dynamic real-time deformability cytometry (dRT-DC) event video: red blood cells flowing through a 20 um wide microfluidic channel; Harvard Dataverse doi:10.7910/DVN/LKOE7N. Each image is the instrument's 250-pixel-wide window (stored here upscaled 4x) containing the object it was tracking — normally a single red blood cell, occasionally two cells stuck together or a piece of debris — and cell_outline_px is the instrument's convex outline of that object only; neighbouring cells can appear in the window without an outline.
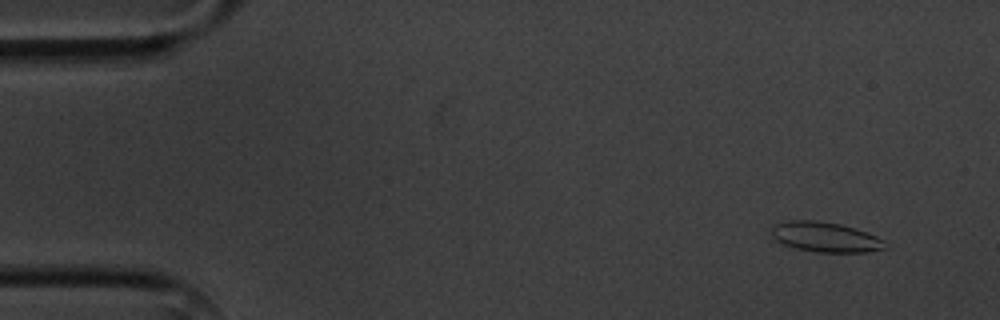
{"species": "common noctule bat (a hibernating species)", "species_latin": "Nyctalus noctula", "temperature_condition": "cold", "stored_images_in_passage": 7, "camera_frame_rate_fps": 3000, "um_per_image_px": 0.085, "animal": {"sex": "male", "body_mass_g": 20.1, "forearm_length_mm": 53.5}, "frame": {"image": 1, "passage_image": 2, "time_ms": 1.0, "image_size_px": [1000, 320], "cell_outline_px": [[888, 248], [868, 252], [816, 252], [796, 248], [784, 244], [776, 240], [772, 236], [772, 228], [776, 224], [788, 220], [816, 220], [840, 224], [876, 236], [884, 240], [888, 244]], "centroid_in_image_um": [70.18, 20.16], "position_along_channel_um": 14.8, "area_um2": 19.77}}
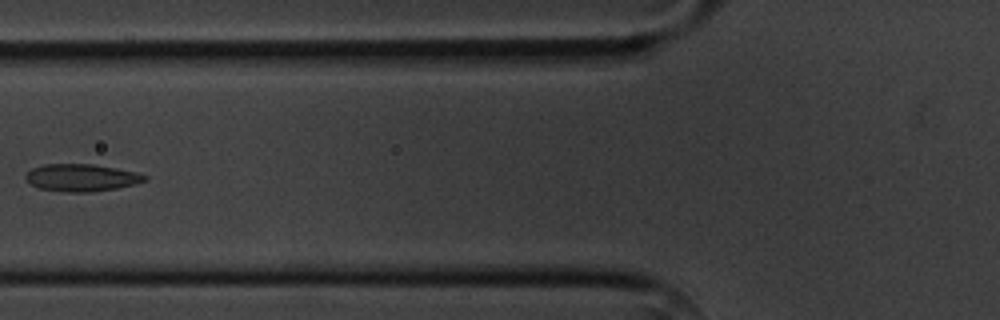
{"frame": {"image": 2, "passage_image": 6, "time_ms": 6.667, "image_size_px": [1000, 320], "cell_outline_px": [[148, 180], [136, 184], [116, 188], [88, 192], [64, 192], [40, 188], [32, 184], [24, 176], [32, 168], [44, 164], [92, 164], [116, 168], [136, 172], [148, 176]], "centroid_in_image_um": [6.96, 15.1], "position_along_channel_um": 118.8, "area_um2": 18.84}}
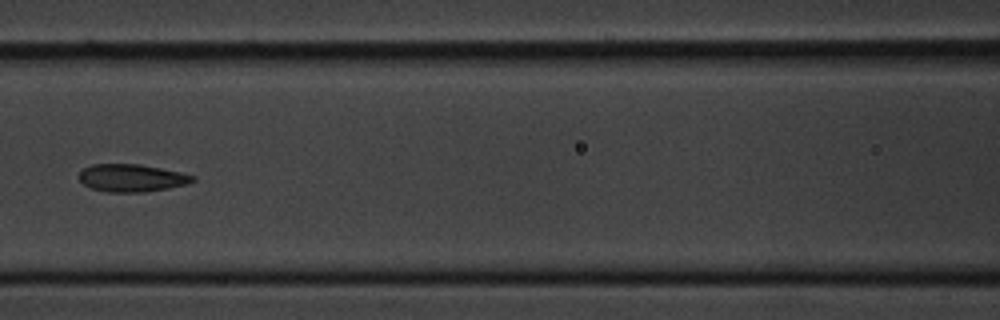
{"frame": {"image": 3, "passage_image": 7, "time_ms": 7.667, "image_size_px": [1000, 320], "cell_outline_px": [[196, 180], [188, 184], [168, 188], [144, 192], [104, 192], [92, 188], [84, 184], [80, 180], [80, 172], [84, 168], [92, 164], [140, 164], [180, 172], [196, 176]], "centroid_in_image_um": [11.22, 15.13], "position_along_channel_um": 155.4, "area_um2": 18.26}}